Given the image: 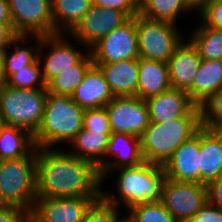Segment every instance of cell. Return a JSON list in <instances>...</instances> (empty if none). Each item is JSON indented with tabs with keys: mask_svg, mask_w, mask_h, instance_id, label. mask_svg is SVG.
Listing matches in <instances>:
<instances>
[{
	"mask_svg": "<svg viewBox=\"0 0 222 222\" xmlns=\"http://www.w3.org/2000/svg\"><path fill=\"white\" fill-rule=\"evenodd\" d=\"M98 167L68 151L37 148V197H102Z\"/></svg>",
	"mask_w": 222,
	"mask_h": 222,
	"instance_id": "6da1fadb",
	"label": "cell"
},
{
	"mask_svg": "<svg viewBox=\"0 0 222 222\" xmlns=\"http://www.w3.org/2000/svg\"><path fill=\"white\" fill-rule=\"evenodd\" d=\"M202 127L200 108L163 123H149L140 137L143 160L163 165L173 152Z\"/></svg>",
	"mask_w": 222,
	"mask_h": 222,
	"instance_id": "7a4b0ae2",
	"label": "cell"
},
{
	"mask_svg": "<svg viewBox=\"0 0 222 222\" xmlns=\"http://www.w3.org/2000/svg\"><path fill=\"white\" fill-rule=\"evenodd\" d=\"M117 187L120 197L102 193V198L109 204L127 209L147 202L161 200L163 186L167 179L162 165L143 161L140 165L120 167ZM123 202V203H122Z\"/></svg>",
	"mask_w": 222,
	"mask_h": 222,
	"instance_id": "3957f363",
	"label": "cell"
},
{
	"mask_svg": "<svg viewBox=\"0 0 222 222\" xmlns=\"http://www.w3.org/2000/svg\"><path fill=\"white\" fill-rule=\"evenodd\" d=\"M84 109L71 96L47 94L42 122L33 135L36 148L70 143L83 128Z\"/></svg>",
	"mask_w": 222,
	"mask_h": 222,
	"instance_id": "277c9868",
	"label": "cell"
},
{
	"mask_svg": "<svg viewBox=\"0 0 222 222\" xmlns=\"http://www.w3.org/2000/svg\"><path fill=\"white\" fill-rule=\"evenodd\" d=\"M36 152L0 160V205H13L30 214L36 194Z\"/></svg>",
	"mask_w": 222,
	"mask_h": 222,
	"instance_id": "5b68a950",
	"label": "cell"
},
{
	"mask_svg": "<svg viewBox=\"0 0 222 222\" xmlns=\"http://www.w3.org/2000/svg\"><path fill=\"white\" fill-rule=\"evenodd\" d=\"M47 94V88L4 86L0 90V116L4 124L23 128L34 135L42 122Z\"/></svg>",
	"mask_w": 222,
	"mask_h": 222,
	"instance_id": "8992f818",
	"label": "cell"
},
{
	"mask_svg": "<svg viewBox=\"0 0 222 222\" xmlns=\"http://www.w3.org/2000/svg\"><path fill=\"white\" fill-rule=\"evenodd\" d=\"M139 57L168 63L182 36L175 23L135 16Z\"/></svg>",
	"mask_w": 222,
	"mask_h": 222,
	"instance_id": "52a82bcc",
	"label": "cell"
},
{
	"mask_svg": "<svg viewBox=\"0 0 222 222\" xmlns=\"http://www.w3.org/2000/svg\"><path fill=\"white\" fill-rule=\"evenodd\" d=\"M160 202L178 222H188L208 202L207 186L167 178Z\"/></svg>",
	"mask_w": 222,
	"mask_h": 222,
	"instance_id": "ba28073f",
	"label": "cell"
},
{
	"mask_svg": "<svg viewBox=\"0 0 222 222\" xmlns=\"http://www.w3.org/2000/svg\"><path fill=\"white\" fill-rule=\"evenodd\" d=\"M12 26L16 34H55L51 0H8Z\"/></svg>",
	"mask_w": 222,
	"mask_h": 222,
	"instance_id": "9c48e42d",
	"label": "cell"
},
{
	"mask_svg": "<svg viewBox=\"0 0 222 222\" xmlns=\"http://www.w3.org/2000/svg\"><path fill=\"white\" fill-rule=\"evenodd\" d=\"M102 197H37L30 222H82L90 206Z\"/></svg>",
	"mask_w": 222,
	"mask_h": 222,
	"instance_id": "30bf717a",
	"label": "cell"
},
{
	"mask_svg": "<svg viewBox=\"0 0 222 222\" xmlns=\"http://www.w3.org/2000/svg\"><path fill=\"white\" fill-rule=\"evenodd\" d=\"M93 63H110L138 59L135 16L113 29L89 49Z\"/></svg>",
	"mask_w": 222,
	"mask_h": 222,
	"instance_id": "8fae6325",
	"label": "cell"
},
{
	"mask_svg": "<svg viewBox=\"0 0 222 222\" xmlns=\"http://www.w3.org/2000/svg\"><path fill=\"white\" fill-rule=\"evenodd\" d=\"M130 18L127 13L119 9L92 5L69 35L89 50L100 39L113 29L122 26Z\"/></svg>",
	"mask_w": 222,
	"mask_h": 222,
	"instance_id": "7c38bea8",
	"label": "cell"
},
{
	"mask_svg": "<svg viewBox=\"0 0 222 222\" xmlns=\"http://www.w3.org/2000/svg\"><path fill=\"white\" fill-rule=\"evenodd\" d=\"M105 107L112 133L132 134L140 138L149 126L147 104L138 96H115Z\"/></svg>",
	"mask_w": 222,
	"mask_h": 222,
	"instance_id": "4fadbf2b",
	"label": "cell"
},
{
	"mask_svg": "<svg viewBox=\"0 0 222 222\" xmlns=\"http://www.w3.org/2000/svg\"><path fill=\"white\" fill-rule=\"evenodd\" d=\"M63 33L49 34L46 36L31 35L35 37L36 50H43L44 48H52L45 55L43 66H41L42 76L44 82L47 84L52 78L57 76L61 71L67 68H73L85 54L73 47L71 41L68 42L63 39ZM50 46V47H48Z\"/></svg>",
	"mask_w": 222,
	"mask_h": 222,
	"instance_id": "5bb4252c",
	"label": "cell"
},
{
	"mask_svg": "<svg viewBox=\"0 0 222 222\" xmlns=\"http://www.w3.org/2000/svg\"><path fill=\"white\" fill-rule=\"evenodd\" d=\"M168 179L200 183V129L162 165Z\"/></svg>",
	"mask_w": 222,
	"mask_h": 222,
	"instance_id": "9a60e30c",
	"label": "cell"
},
{
	"mask_svg": "<svg viewBox=\"0 0 222 222\" xmlns=\"http://www.w3.org/2000/svg\"><path fill=\"white\" fill-rule=\"evenodd\" d=\"M201 58L197 49L188 41H182L168 61L169 78L173 88L186 91L193 101V82L196 77Z\"/></svg>",
	"mask_w": 222,
	"mask_h": 222,
	"instance_id": "2e32d148",
	"label": "cell"
},
{
	"mask_svg": "<svg viewBox=\"0 0 222 222\" xmlns=\"http://www.w3.org/2000/svg\"><path fill=\"white\" fill-rule=\"evenodd\" d=\"M150 123H163L187 115L196 104L186 91L169 88L145 100Z\"/></svg>",
	"mask_w": 222,
	"mask_h": 222,
	"instance_id": "e0dca14e",
	"label": "cell"
},
{
	"mask_svg": "<svg viewBox=\"0 0 222 222\" xmlns=\"http://www.w3.org/2000/svg\"><path fill=\"white\" fill-rule=\"evenodd\" d=\"M113 156L116 159L111 161L106 158ZM143 161L140 138L132 134L114 132L109 137V143L105 151L104 169L100 172L101 178L102 180L106 178L110 170L112 172L113 169L120 167L137 166Z\"/></svg>",
	"mask_w": 222,
	"mask_h": 222,
	"instance_id": "ac0fdd59",
	"label": "cell"
},
{
	"mask_svg": "<svg viewBox=\"0 0 222 222\" xmlns=\"http://www.w3.org/2000/svg\"><path fill=\"white\" fill-rule=\"evenodd\" d=\"M71 97L85 110L105 107L115 95L106 82L103 72L93 64Z\"/></svg>",
	"mask_w": 222,
	"mask_h": 222,
	"instance_id": "d6986e66",
	"label": "cell"
},
{
	"mask_svg": "<svg viewBox=\"0 0 222 222\" xmlns=\"http://www.w3.org/2000/svg\"><path fill=\"white\" fill-rule=\"evenodd\" d=\"M103 72L115 96H137L138 59L110 63H94Z\"/></svg>",
	"mask_w": 222,
	"mask_h": 222,
	"instance_id": "ffe728a7",
	"label": "cell"
},
{
	"mask_svg": "<svg viewBox=\"0 0 222 222\" xmlns=\"http://www.w3.org/2000/svg\"><path fill=\"white\" fill-rule=\"evenodd\" d=\"M222 174V132L200 128V183L208 184Z\"/></svg>",
	"mask_w": 222,
	"mask_h": 222,
	"instance_id": "44dd1931",
	"label": "cell"
},
{
	"mask_svg": "<svg viewBox=\"0 0 222 222\" xmlns=\"http://www.w3.org/2000/svg\"><path fill=\"white\" fill-rule=\"evenodd\" d=\"M138 66L137 96L141 99L146 100L172 87L167 63L139 57Z\"/></svg>",
	"mask_w": 222,
	"mask_h": 222,
	"instance_id": "7402d4cb",
	"label": "cell"
},
{
	"mask_svg": "<svg viewBox=\"0 0 222 222\" xmlns=\"http://www.w3.org/2000/svg\"><path fill=\"white\" fill-rule=\"evenodd\" d=\"M111 134L92 132L82 128L70 142L69 153L95 164L99 171L104 169V155Z\"/></svg>",
	"mask_w": 222,
	"mask_h": 222,
	"instance_id": "603a6c76",
	"label": "cell"
},
{
	"mask_svg": "<svg viewBox=\"0 0 222 222\" xmlns=\"http://www.w3.org/2000/svg\"><path fill=\"white\" fill-rule=\"evenodd\" d=\"M51 4L55 32L70 33L90 10L93 2L92 0H51Z\"/></svg>",
	"mask_w": 222,
	"mask_h": 222,
	"instance_id": "cb8c5ba5",
	"label": "cell"
},
{
	"mask_svg": "<svg viewBox=\"0 0 222 222\" xmlns=\"http://www.w3.org/2000/svg\"><path fill=\"white\" fill-rule=\"evenodd\" d=\"M222 87V60L202 59L193 82V102L200 105Z\"/></svg>",
	"mask_w": 222,
	"mask_h": 222,
	"instance_id": "d4e9b609",
	"label": "cell"
},
{
	"mask_svg": "<svg viewBox=\"0 0 222 222\" xmlns=\"http://www.w3.org/2000/svg\"><path fill=\"white\" fill-rule=\"evenodd\" d=\"M36 148L33 135L19 127L4 125L0 131V160L28 156Z\"/></svg>",
	"mask_w": 222,
	"mask_h": 222,
	"instance_id": "484cf974",
	"label": "cell"
},
{
	"mask_svg": "<svg viewBox=\"0 0 222 222\" xmlns=\"http://www.w3.org/2000/svg\"><path fill=\"white\" fill-rule=\"evenodd\" d=\"M90 51L73 68H67L52 78L46 88L55 95L72 96L77 86L82 82L85 73L93 65Z\"/></svg>",
	"mask_w": 222,
	"mask_h": 222,
	"instance_id": "4316f807",
	"label": "cell"
},
{
	"mask_svg": "<svg viewBox=\"0 0 222 222\" xmlns=\"http://www.w3.org/2000/svg\"><path fill=\"white\" fill-rule=\"evenodd\" d=\"M188 10L186 0H139V14L151 20L175 23Z\"/></svg>",
	"mask_w": 222,
	"mask_h": 222,
	"instance_id": "83f0119b",
	"label": "cell"
},
{
	"mask_svg": "<svg viewBox=\"0 0 222 222\" xmlns=\"http://www.w3.org/2000/svg\"><path fill=\"white\" fill-rule=\"evenodd\" d=\"M190 41L201 59L222 60V30L213 29L202 23L194 30Z\"/></svg>",
	"mask_w": 222,
	"mask_h": 222,
	"instance_id": "f1b7e54d",
	"label": "cell"
},
{
	"mask_svg": "<svg viewBox=\"0 0 222 222\" xmlns=\"http://www.w3.org/2000/svg\"><path fill=\"white\" fill-rule=\"evenodd\" d=\"M28 36L30 35L17 34L12 39L9 45L10 47H6L1 51L6 78L22 68L29 66L37 58V51L34 52L35 49L33 46H30L29 48L20 46L21 42L28 40ZM11 46L13 47V52L9 54L7 49L11 48Z\"/></svg>",
	"mask_w": 222,
	"mask_h": 222,
	"instance_id": "f546056e",
	"label": "cell"
},
{
	"mask_svg": "<svg viewBox=\"0 0 222 222\" xmlns=\"http://www.w3.org/2000/svg\"><path fill=\"white\" fill-rule=\"evenodd\" d=\"M41 53V50H37V58L29 66L11 74L7 78V85L25 89L46 88L40 67L43 62V59H41L43 55L41 57Z\"/></svg>",
	"mask_w": 222,
	"mask_h": 222,
	"instance_id": "4dcf8cb0",
	"label": "cell"
},
{
	"mask_svg": "<svg viewBox=\"0 0 222 222\" xmlns=\"http://www.w3.org/2000/svg\"><path fill=\"white\" fill-rule=\"evenodd\" d=\"M201 125L215 132H222V87L200 105Z\"/></svg>",
	"mask_w": 222,
	"mask_h": 222,
	"instance_id": "1f68e13d",
	"label": "cell"
},
{
	"mask_svg": "<svg viewBox=\"0 0 222 222\" xmlns=\"http://www.w3.org/2000/svg\"><path fill=\"white\" fill-rule=\"evenodd\" d=\"M128 210L131 222H178L160 201L138 204Z\"/></svg>",
	"mask_w": 222,
	"mask_h": 222,
	"instance_id": "d6a6232c",
	"label": "cell"
},
{
	"mask_svg": "<svg viewBox=\"0 0 222 222\" xmlns=\"http://www.w3.org/2000/svg\"><path fill=\"white\" fill-rule=\"evenodd\" d=\"M117 209L100 198L90 206L82 222H119L121 218L117 216Z\"/></svg>",
	"mask_w": 222,
	"mask_h": 222,
	"instance_id": "836d02e7",
	"label": "cell"
},
{
	"mask_svg": "<svg viewBox=\"0 0 222 222\" xmlns=\"http://www.w3.org/2000/svg\"><path fill=\"white\" fill-rule=\"evenodd\" d=\"M83 128L92 132L112 134L106 107L85 109Z\"/></svg>",
	"mask_w": 222,
	"mask_h": 222,
	"instance_id": "e575fe53",
	"label": "cell"
},
{
	"mask_svg": "<svg viewBox=\"0 0 222 222\" xmlns=\"http://www.w3.org/2000/svg\"><path fill=\"white\" fill-rule=\"evenodd\" d=\"M200 16L205 26L222 30V0H212Z\"/></svg>",
	"mask_w": 222,
	"mask_h": 222,
	"instance_id": "d590c367",
	"label": "cell"
},
{
	"mask_svg": "<svg viewBox=\"0 0 222 222\" xmlns=\"http://www.w3.org/2000/svg\"><path fill=\"white\" fill-rule=\"evenodd\" d=\"M92 2L98 7L119 9L130 17L139 14V0H92Z\"/></svg>",
	"mask_w": 222,
	"mask_h": 222,
	"instance_id": "8d00e7d4",
	"label": "cell"
},
{
	"mask_svg": "<svg viewBox=\"0 0 222 222\" xmlns=\"http://www.w3.org/2000/svg\"><path fill=\"white\" fill-rule=\"evenodd\" d=\"M188 222H222V209L207 202Z\"/></svg>",
	"mask_w": 222,
	"mask_h": 222,
	"instance_id": "74e56055",
	"label": "cell"
},
{
	"mask_svg": "<svg viewBox=\"0 0 222 222\" xmlns=\"http://www.w3.org/2000/svg\"><path fill=\"white\" fill-rule=\"evenodd\" d=\"M28 214L13 205H0V222H24Z\"/></svg>",
	"mask_w": 222,
	"mask_h": 222,
	"instance_id": "f35d334b",
	"label": "cell"
},
{
	"mask_svg": "<svg viewBox=\"0 0 222 222\" xmlns=\"http://www.w3.org/2000/svg\"><path fill=\"white\" fill-rule=\"evenodd\" d=\"M208 202L222 209V174L207 185Z\"/></svg>",
	"mask_w": 222,
	"mask_h": 222,
	"instance_id": "ab89813d",
	"label": "cell"
},
{
	"mask_svg": "<svg viewBox=\"0 0 222 222\" xmlns=\"http://www.w3.org/2000/svg\"><path fill=\"white\" fill-rule=\"evenodd\" d=\"M12 21H0V53L6 47H9L12 39L16 36Z\"/></svg>",
	"mask_w": 222,
	"mask_h": 222,
	"instance_id": "60d3db41",
	"label": "cell"
},
{
	"mask_svg": "<svg viewBox=\"0 0 222 222\" xmlns=\"http://www.w3.org/2000/svg\"><path fill=\"white\" fill-rule=\"evenodd\" d=\"M212 0H186L189 11L195 9L201 13Z\"/></svg>",
	"mask_w": 222,
	"mask_h": 222,
	"instance_id": "b9f144b4",
	"label": "cell"
},
{
	"mask_svg": "<svg viewBox=\"0 0 222 222\" xmlns=\"http://www.w3.org/2000/svg\"><path fill=\"white\" fill-rule=\"evenodd\" d=\"M0 21H11L8 0H0Z\"/></svg>",
	"mask_w": 222,
	"mask_h": 222,
	"instance_id": "7bdbcfd3",
	"label": "cell"
},
{
	"mask_svg": "<svg viewBox=\"0 0 222 222\" xmlns=\"http://www.w3.org/2000/svg\"><path fill=\"white\" fill-rule=\"evenodd\" d=\"M7 85V78L5 76V69L3 59L0 53V90Z\"/></svg>",
	"mask_w": 222,
	"mask_h": 222,
	"instance_id": "ee69618b",
	"label": "cell"
},
{
	"mask_svg": "<svg viewBox=\"0 0 222 222\" xmlns=\"http://www.w3.org/2000/svg\"><path fill=\"white\" fill-rule=\"evenodd\" d=\"M119 222H131V220L126 216V217H121Z\"/></svg>",
	"mask_w": 222,
	"mask_h": 222,
	"instance_id": "f6af8a7d",
	"label": "cell"
},
{
	"mask_svg": "<svg viewBox=\"0 0 222 222\" xmlns=\"http://www.w3.org/2000/svg\"><path fill=\"white\" fill-rule=\"evenodd\" d=\"M5 124H4V122H3V119H2V117L0 116V131H1V129H2V127L4 126Z\"/></svg>",
	"mask_w": 222,
	"mask_h": 222,
	"instance_id": "bcb514c9",
	"label": "cell"
}]
</instances>
